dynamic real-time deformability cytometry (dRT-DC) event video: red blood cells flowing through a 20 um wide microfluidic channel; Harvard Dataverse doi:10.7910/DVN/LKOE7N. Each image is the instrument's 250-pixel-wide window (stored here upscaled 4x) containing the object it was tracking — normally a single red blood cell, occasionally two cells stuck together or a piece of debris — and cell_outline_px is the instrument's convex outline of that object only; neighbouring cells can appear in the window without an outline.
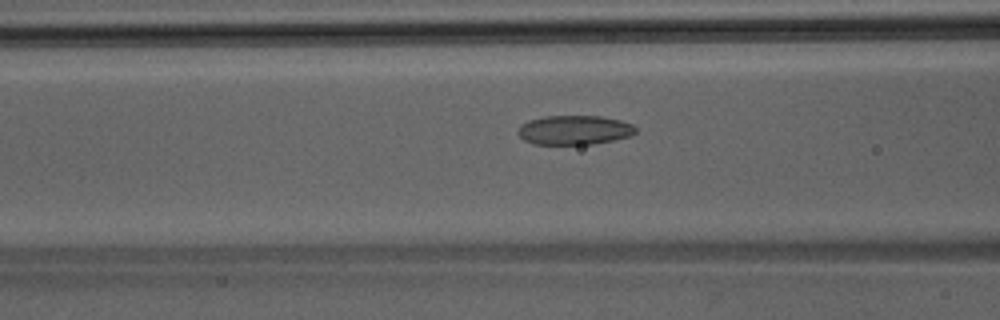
{"species": "Egyptian fruit bat (a non-hibernating species)", "species_latin": "Rousettus aegyptiacus", "temperature_condition": "room temperature", "stored_images_in_passage": 37, "camera_frame_rate_fps": 3000, "um_per_image_px": 0.085, "animal": {"sex": "male"}, "frame": {"image": 1, "passage_image": 10, "time_ms": 3.0, "image_size_px": [1000, 320], "cell_outline_px": [[636, 132], [628, 136], [612, 140], [592, 144], [532, 144], [524, 140], [516, 132], [520, 124], [528, 120], [544, 116], [600, 116], [620, 120], [632, 124], [636, 128]], "centroid_in_image_um": [48.77, 11.05], "position_along_channel_um": 117.8, "area_um2": 20.11}}
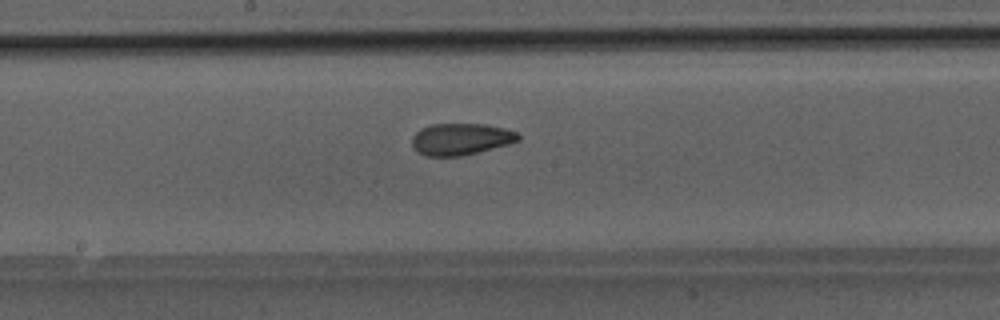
{"frame": {"image": 2, "passage_image": 16, "time_ms": 5.0, "image_size_px": [1000, 320], "cell_outline_px": [[520, 140], [508, 144], [460, 156], [424, 156], [412, 144], [412, 136], [420, 128], [432, 124], [484, 124], [504, 128], [516, 132], [520, 136]], "centroid_in_image_um": [39.16, 11.81], "position_along_channel_um": 209.0, "area_um2": 19.42}}
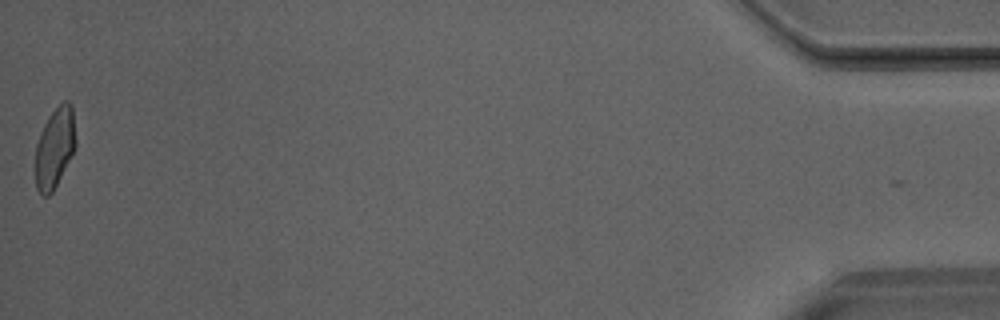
{"frame": {"image": 3, "passage_image": 37, "time_ms": 12.0, "image_size_px": [1000, 320], "cell_outline_px": [[76, 144], [52, 192], [48, 196], [44, 196], [36, 188], [36, 144], [40, 132], [48, 116], [64, 100], [68, 100], [72, 104], [76, 140]], "centroid_in_image_um": [4.65, 12.5], "position_along_channel_um": 430.6, "area_um2": 18.5}}